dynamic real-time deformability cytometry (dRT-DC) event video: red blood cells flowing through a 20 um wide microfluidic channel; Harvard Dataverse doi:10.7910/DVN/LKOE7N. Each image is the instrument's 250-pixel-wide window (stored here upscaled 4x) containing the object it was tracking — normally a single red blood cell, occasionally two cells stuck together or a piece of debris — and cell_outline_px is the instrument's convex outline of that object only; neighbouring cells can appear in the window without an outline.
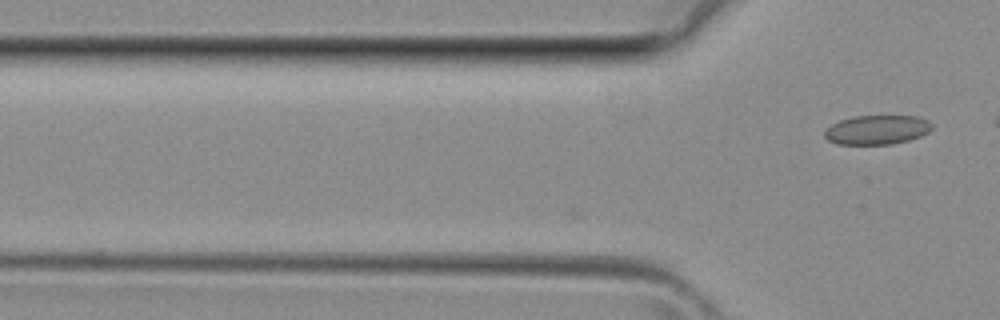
{"species": "common noctule bat (a hibernating species)", "species_latin": "Nyctalus noctula", "temperature_condition": "room temperature", "stored_images_in_passage": 7, "camera_frame_rate_fps": 3000, "um_per_image_px": 0.085, "animal": {"sex": "female", "body_mass_g": 29.2, "forearm_length_mm": 56.3}, "frame": {"image": 1, "passage_image": 7, "time_ms": 2.0, "image_size_px": [1000, 320], "cell_outline_px": [[932, 128], [928, 132], [920, 136], [908, 140], [892, 144], [836, 144], [828, 140], [824, 136], [824, 132], [832, 124], [840, 120], [856, 116], [916, 116], [928, 120], [932, 124]], "centroid_in_image_um": [74.55, 11.03], "position_along_channel_um": 51.3, "area_um2": 18.21}}